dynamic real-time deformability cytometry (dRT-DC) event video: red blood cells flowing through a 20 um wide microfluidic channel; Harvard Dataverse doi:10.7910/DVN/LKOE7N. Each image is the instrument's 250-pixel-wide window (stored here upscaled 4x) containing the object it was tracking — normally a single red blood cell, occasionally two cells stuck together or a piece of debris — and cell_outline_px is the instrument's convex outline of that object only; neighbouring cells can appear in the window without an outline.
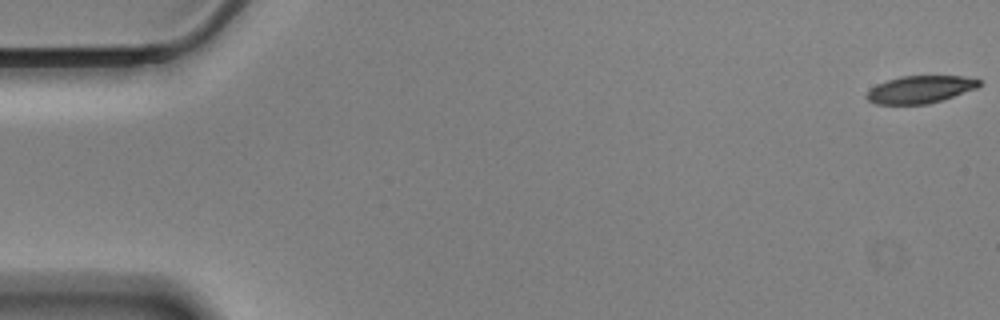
{"species": "Egyptian fruit bat (a non-hibernating species)", "species_latin": "Rousettus aegyptiacus", "temperature_condition": "cold", "stored_images_in_passage": 58, "camera_frame_rate_fps": 3000, "um_per_image_px": 0.085, "animal": {"sex": "male"}, "frame": {"image": 1, "passage_image": 1, "time_ms": 0.0, "image_size_px": [1000, 320], "cell_outline_px": [[980, 84], [976, 88], [928, 104], [876, 104], [868, 100], [864, 96], [876, 84], [900, 76], [964, 76], [980, 80]], "centroid_in_image_um": [78.18, 7.6], "position_along_channel_um": 6.8, "area_um2": 17.74}}
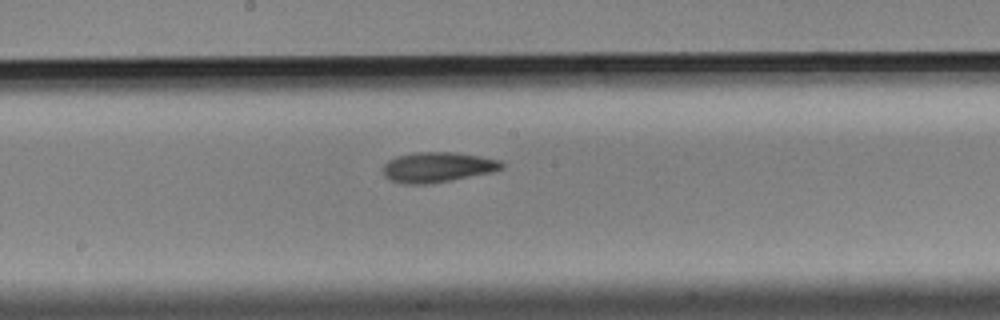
{"frame": {"image": 2, "passage_image": 31, "time_ms": 10.0, "image_size_px": [1000, 320], "cell_outline_px": [[504, 168], [492, 172], [452, 180], [428, 184], [404, 184], [388, 180], [384, 176], [384, 164], [388, 160], [396, 156], [416, 152], [456, 152], [480, 156], [500, 160], [504, 164]], "centroid_in_image_um": [37.19, 14.21], "position_along_channel_um": 211.0, "area_um2": 21.04}}
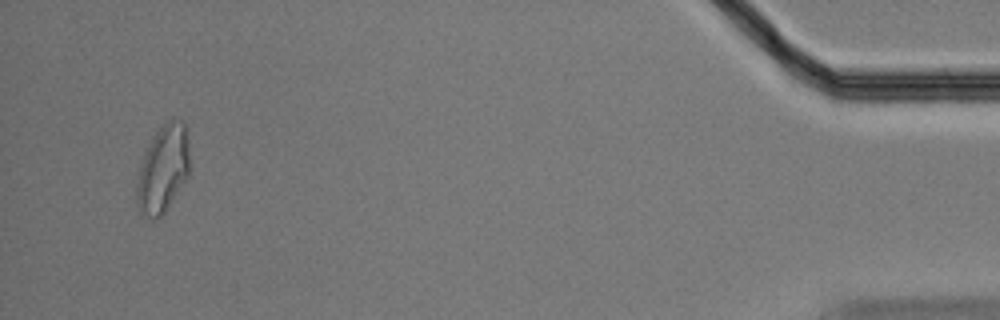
{"frame": {"image": 3, "passage_image": 56, "time_ms": 18.333, "image_size_px": [1000, 320], "cell_outline_px": [[188, 176], [164, 212], [156, 220], [152, 220], [144, 216], [140, 212], [136, 200], [136, 180], [140, 164], [144, 152], [148, 144], [156, 132], [172, 116], [184, 120], [188, 128]], "centroid_in_image_um": [13.84, 14.32], "position_along_channel_um": 421.4, "area_um2": 27.28}, "authors_computed_cell_mechanics": {"area_um2": 20.2878, "velocity_mm_per_s": 3.4622, "shape_relaxation_time_tau1_ms": 6.828, "shape_relaxation_time_tau2_ms": 9.2722, "deformation_change_tau1": 0.1888, "deformation_change_tau2": 0.1919}}